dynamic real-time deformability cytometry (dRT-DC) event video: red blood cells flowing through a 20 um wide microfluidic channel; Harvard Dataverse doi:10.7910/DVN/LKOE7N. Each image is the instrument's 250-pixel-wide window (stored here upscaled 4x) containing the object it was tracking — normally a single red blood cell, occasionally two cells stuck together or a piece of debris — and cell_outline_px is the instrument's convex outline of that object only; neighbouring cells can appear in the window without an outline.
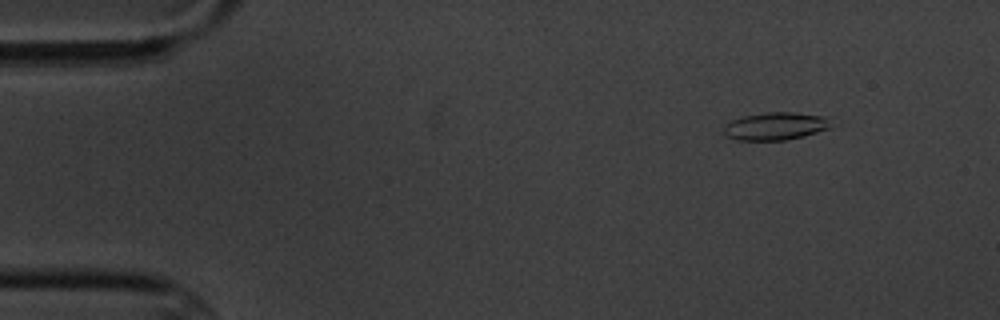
{"species": "common noctule bat (a hibernating species)", "species_latin": "Nyctalus noctula", "temperature_condition": "cold", "stored_images_in_passage": 4, "camera_frame_rate_fps": 3000, "um_per_image_px": 0.085, "animal": {"sex": "male", "body_mass_g": 20.1, "forearm_length_mm": 53.5}, "frame": {"image": 1, "passage_image": 2, "time_ms": 1.0, "image_size_px": [1000, 320], "cell_outline_px": [[832, 128], [804, 136], [788, 140], [736, 140], [724, 136], [724, 124], [732, 120], [744, 116], [764, 112], [796, 112], [832, 116]], "centroid_in_image_um": [66.0, 10.71], "position_along_channel_um": 19.0, "area_um2": 17.92}}